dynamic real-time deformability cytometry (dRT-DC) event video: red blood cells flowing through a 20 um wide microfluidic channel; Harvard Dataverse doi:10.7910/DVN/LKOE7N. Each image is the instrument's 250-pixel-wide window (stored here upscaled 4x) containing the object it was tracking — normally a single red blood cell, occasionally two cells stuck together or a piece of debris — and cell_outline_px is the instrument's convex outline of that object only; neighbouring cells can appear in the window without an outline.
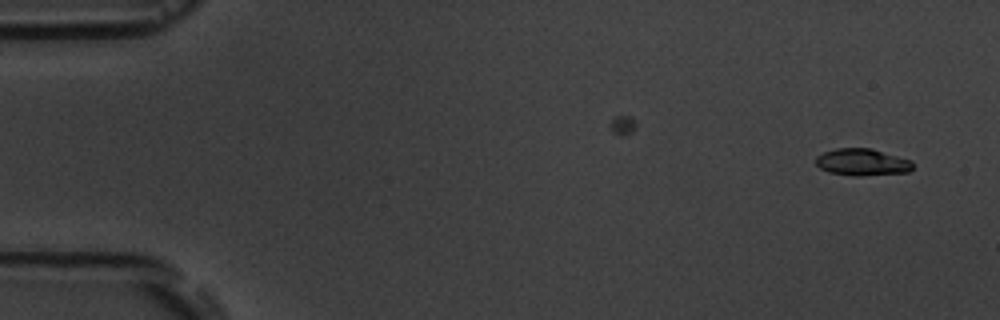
{"species": "common noctule bat (a hibernating species)", "species_latin": "Nyctalus noctula", "temperature_condition": "room temperature", "stored_images_in_passage": 2, "camera_frame_rate_fps": 3000, "um_per_image_px": 0.085, "animal": {"sex": "male", "body_mass_g": 19.5, "forearm_length_mm": 54.6}, "frame": {"image": 1, "passage_image": 2, "time_ms": 1.333, "image_size_px": [1000, 320], "cell_outline_px": [[912, 168], [908, 172], [860, 176], [852, 176], [828, 172], [820, 168], [816, 164], [816, 156], [824, 152], [836, 148], [872, 148], [912, 160]], "centroid_in_image_um": [73.28, 13.78], "position_along_channel_um": 11.7, "area_um2": 15.32}}